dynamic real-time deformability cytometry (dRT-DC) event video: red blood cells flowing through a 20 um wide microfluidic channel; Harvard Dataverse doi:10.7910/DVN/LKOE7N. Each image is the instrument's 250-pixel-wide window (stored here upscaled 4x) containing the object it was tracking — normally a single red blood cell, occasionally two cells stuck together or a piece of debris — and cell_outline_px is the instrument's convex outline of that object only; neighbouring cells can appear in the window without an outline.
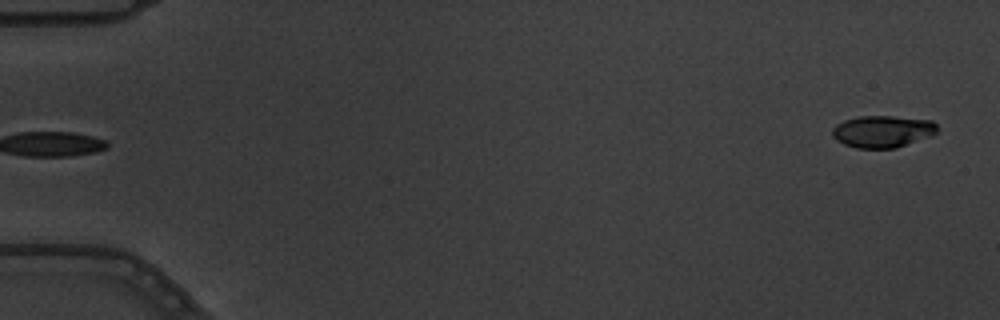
{"species": "common noctule bat (a hibernating species)", "species_latin": "Nyctalus noctula", "temperature_condition": "warm", "stored_images_in_passage": 5, "segment_of_instrument_passage": [2, 2], "camera_frame_rate_fps": 3000, "um_per_image_px": 0.085, "animal": {"sex": "male", "body_mass_g": 19.5, "forearm_length_mm": 54.6}, "frame": {"image": 1, "passage_image": 5, "time_ms": 1.333, "image_size_px": [1000, 320], "cell_outline_px": [[936, 132], [932, 136], [896, 148], [856, 148], [844, 144], [836, 140], [832, 136], [832, 128], [836, 124], [844, 120], [860, 116], [892, 116], [932, 120], [936, 124]], "centroid_in_image_um": [75.01, 11.17], "position_along_channel_um": 10.0, "area_um2": 19.65}}